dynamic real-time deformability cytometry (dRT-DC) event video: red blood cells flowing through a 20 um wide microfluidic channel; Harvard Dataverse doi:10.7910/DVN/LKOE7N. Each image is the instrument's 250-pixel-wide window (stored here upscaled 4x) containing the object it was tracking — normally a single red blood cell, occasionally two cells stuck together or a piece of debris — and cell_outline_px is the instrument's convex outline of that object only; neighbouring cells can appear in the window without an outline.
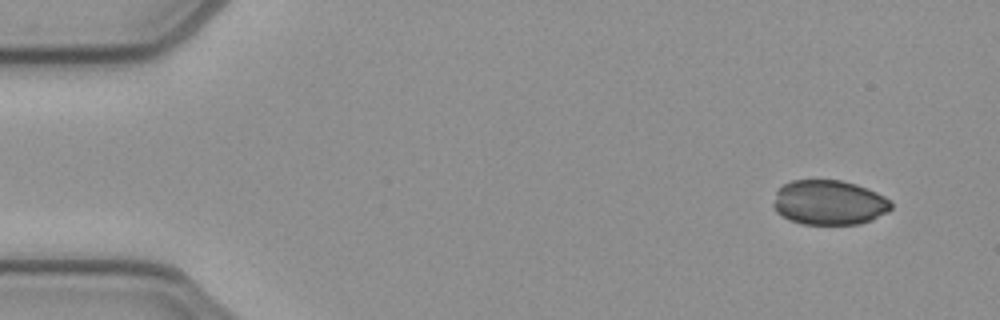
{"species": "common noctule bat (a hibernating species)", "species_latin": "Nyctalus noctula", "temperature_condition": "cold", "stored_images_in_passage": 49, "camera_frame_rate_fps": 3000, "um_per_image_px": 0.085, "animal": {"sex": "female", "body_mass_g": 21.9}, "frame": {"image": 1, "passage_image": 1, "time_ms": 0.0, "image_size_px": [1000, 320], "cell_outline_px": [[892, 208], [888, 212], [872, 220], [860, 224], [800, 224], [788, 220], [776, 212], [772, 204], [776, 192], [784, 184], [792, 180], [840, 180], [856, 184], [868, 188], [884, 196], [892, 204]], "centroid_in_image_um": [70.46, 17.22], "position_along_channel_um": 14.5, "area_um2": 30.92}}
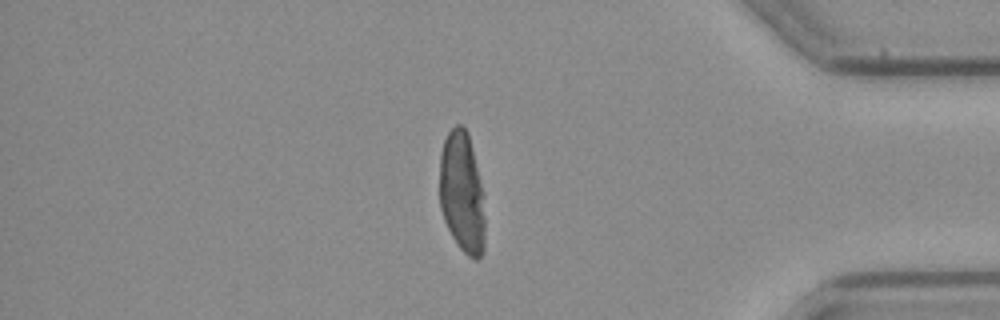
{"frame": {"image": 2, "passage_image": 41, "time_ms": 13.333, "image_size_px": [1000, 320], "cell_outline_px": [[484, 252], [476, 260], [468, 256], [456, 244], [444, 220], [440, 208], [440, 152], [444, 140], [448, 132], [456, 124], [460, 124], [468, 132], [480, 180], [484, 220]], "centroid_in_image_um": [39.25, 16.38], "position_along_channel_um": 396.0, "area_um2": 31.85}}